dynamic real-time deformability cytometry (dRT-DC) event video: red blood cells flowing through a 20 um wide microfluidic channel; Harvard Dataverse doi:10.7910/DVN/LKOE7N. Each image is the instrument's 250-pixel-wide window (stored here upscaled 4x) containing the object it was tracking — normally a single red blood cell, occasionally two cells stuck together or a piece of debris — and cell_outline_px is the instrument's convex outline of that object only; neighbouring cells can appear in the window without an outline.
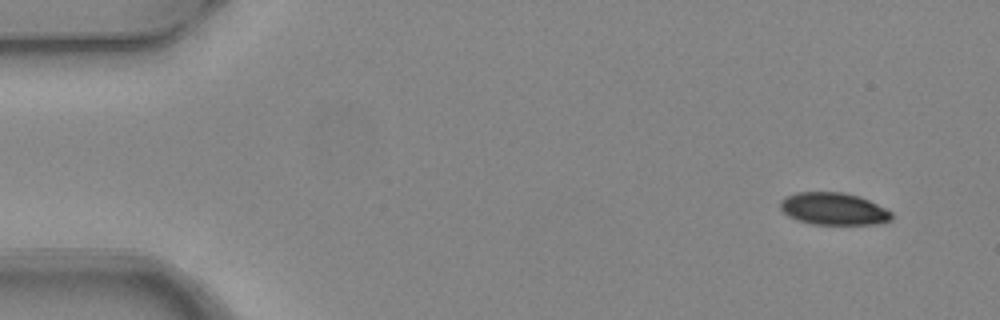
{"species": "common noctule bat (a hibernating species)", "species_latin": "Nyctalus noctula", "temperature_condition": "warm", "stored_images_in_passage": 2, "camera_frame_rate_fps": 3000, "um_per_image_px": 0.085, "animal": {"sex": "female", "body_mass_g": 24.6, "forearm_length_mm": 56.2}, "frame": {"image": 1, "passage_image": 2, "time_ms": 0.333, "image_size_px": [1000, 320], "cell_outline_px": [[892, 220], [876, 224], [812, 224], [796, 220], [788, 216], [780, 208], [780, 200], [784, 196], [796, 192], [840, 192], [860, 196], [892, 212]], "centroid_in_image_um": [70.82, 17.75], "position_along_channel_um": 14.2, "area_um2": 20.98}}